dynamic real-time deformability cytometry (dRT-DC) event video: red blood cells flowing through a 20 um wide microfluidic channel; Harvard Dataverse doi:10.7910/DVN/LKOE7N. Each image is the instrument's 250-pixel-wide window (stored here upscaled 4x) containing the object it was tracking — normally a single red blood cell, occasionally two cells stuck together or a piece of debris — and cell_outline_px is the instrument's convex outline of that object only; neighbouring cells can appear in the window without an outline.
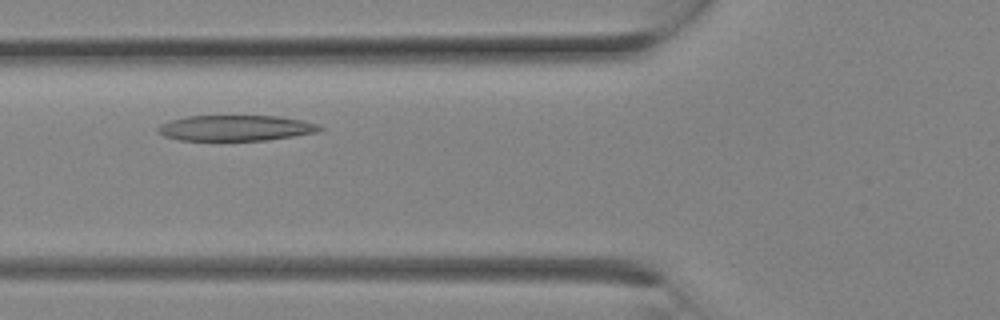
{"species": "Egyptian fruit bat (a non-hibernating species)", "species_latin": "Rousettus aegyptiacus", "temperature_condition": "room temperature", "stored_images_in_passage": 9, "camera_frame_rate_fps": 3000, "um_per_image_px": 0.085, "animal": {"sex": "female"}, "frame": {"image": 1, "passage_image": 6, "time_ms": 1.667, "image_size_px": [1000, 320], "cell_outline_px": [[324, 128], [316, 132], [268, 140], [180, 140], [164, 136], [156, 128], [160, 124], [172, 120], [188, 116], [276, 116], [304, 120], [316, 124]], "centroid_in_image_um": [20.03, 10.88], "position_along_channel_um": 105.8, "area_um2": 23.93}}
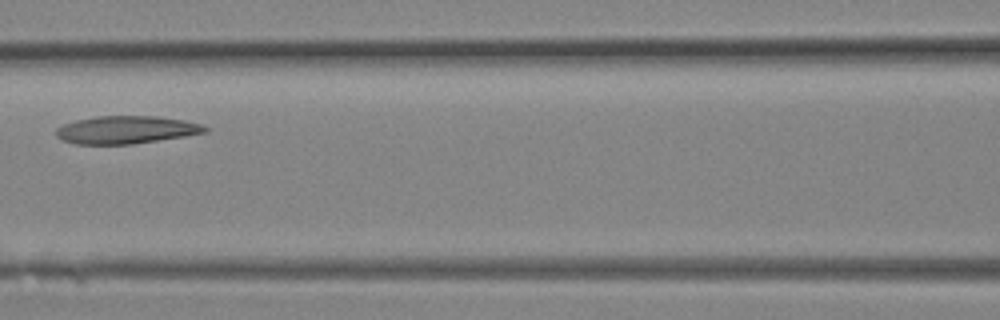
{"frame": {"image": 2, "passage_image": 8, "time_ms": 2.333, "image_size_px": [1000, 320], "cell_outline_px": [[208, 132], [184, 136], [132, 144], [76, 144], [64, 140], [56, 136], [56, 128], [64, 124], [76, 120], [96, 116], [156, 116], [184, 120], [200, 124], [208, 128]], "centroid_in_image_um": [10.72, 11.03], "position_along_channel_um": 155.9, "area_um2": 23.93}}